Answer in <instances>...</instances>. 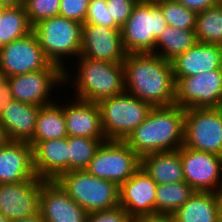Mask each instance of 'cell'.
I'll list each match as a JSON object with an SVG mask.
<instances>
[{
    "label": "cell",
    "instance_id": "obj_1",
    "mask_svg": "<svg viewBox=\"0 0 222 222\" xmlns=\"http://www.w3.org/2000/svg\"><path fill=\"white\" fill-rule=\"evenodd\" d=\"M125 91L152 107L174 104L172 64L153 53H130L123 61Z\"/></svg>",
    "mask_w": 222,
    "mask_h": 222
},
{
    "label": "cell",
    "instance_id": "obj_2",
    "mask_svg": "<svg viewBox=\"0 0 222 222\" xmlns=\"http://www.w3.org/2000/svg\"><path fill=\"white\" fill-rule=\"evenodd\" d=\"M185 109L178 105L153 107L146 119L124 140L141 158L178 150L184 142Z\"/></svg>",
    "mask_w": 222,
    "mask_h": 222
},
{
    "label": "cell",
    "instance_id": "obj_3",
    "mask_svg": "<svg viewBox=\"0 0 222 222\" xmlns=\"http://www.w3.org/2000/svg\"><path fill=\"white\" fill-rule=\"evenodd\" d=\"M77 61L78 72L73 78L68 68L64 70V85L74 83L71 86L76 93L73 98L99 103L125 91L122 63L91 60L86 57H78Z\"/></svg>",
    "mask_w": 222,
    "mask_h": 222
},
{
    "label": "cell",
    "instance_id": "obj_4",
    "mask_svg": "<svg viewBox=\"0 0 222 222\" xmlns=\"http://www.w3.org/2000/svg\"><path fill=\"white\" fill-rule=\"evenodd\" d=\"M32 31L46 58L63 71L66 69L64 59L72 57L74 60L73 57L77 59L80 56L81 23L58 15L38 22Z\"/></svg>",
    "mask_w": 222,
    "mask_h": 222
},
{
    "label": "cell",
    "instance_id": "obj_5",
    "mask_svg": "<svg viewBox=\"0 0 222 222\" xmlns=\"http://www.w3.org/2000/svg\"><path fill=\"white\" fill-rule=\"evenodd\" d=\"M56 182L88 213L119 206V186L91 175L87 170L62 174Z\"/></svg>",
    "mask_w": 222,
    "mask_h": 222
},
{
    "label": "cell",
    "instance_id": "obj_6",
    "mask_svg": "<svg viewBox=\"0 0 222 222\" xmlns=\"http://www.w3.org/2000/svg\"><path fill=\"white\" fill-rule=\"evenodd\" d=\"M167 26L163 13L154 0H139L121 27L126 52L154 54L156 39Z\"/></svg>",
    "mask_w": 222,
    "mask_h": 222
},
{
    "label": "cell",
    "instance_id": "obj_7",
    "mask_svg": "<svg viewBox=\"0 0 222 222\" xmlns=\"http://www.w3.org/2000/svg\"><path fill=\"white\" fill-rule=\"evenodd\" d=\"M98 105L106 140H125L153 108L149 103L126 91L103 99Z\"/></svg>",
    "mask_w": 222,
    "mask_h": 222
},
{
    "label": "cell",
    "instance_id": "obj_8",
    "mask_svg": "<svg viewBox=\"0 0 222 222\" xmlns=\"http://www.w3.org/2000/svg\"><path fill=\"white\" fill-rule=\"evenodd\" d=\"M141 166V158L124 140L104 141L91 159L87 171L120 186Z\"/></svg>",
    "mask_w": 222,
    "mask_h": 222
},
{
    "label": "cell",
    "instance_id": "obj_9",
    "mask_svg": "<svg viewBox=\"0 0 222 222\" xmlns=\"http://www.w3.org/2000/svg\"><path fill=\"white\" fill-rule=\"evenodd\" d=\"M183 146L222 156V107L185 109Z\"/></svg>",
    "mask_w": 222,
    "mask_h": 222
},
{
    "label": "cell",
    "instance_id": "obj_10",
    "mask_svg": "<svg viewBox=\"0 0 222 222\" xmlns=\"http://www.w3.org/2000/svg\"><path fill=\"white\" fill-rule=\"evenodd\" d=\"M174 79L175 105L183 109L222 107V68Z\"/></svg>",
    "mask_w": 222,
    "mask_h": 222
},
{
    "label": "cell",
    "instance_id": "obj_11",
    "mask_svg": "<svg viewBox=\"0 0 222 222\" xmlns=\"http://www.w3.org/2000/svg\"><path fill=\"white\" fill-rule=\"evenodd\" d=\"M6 81L10 85L13 100L44 107L56 101L50 96L54 93L53 88L64 86V71L51 64L45 70L11 76Z\"/></svg>",
    "mask_w": 222,
    "mask_h": 222
},
{
    "label": "cell",
    "instance_id": "obj_12",
    "mask_svg": "<svg viewBox=\"0 0 222 222\" xmlns=\"http://www.w3.org/2000/svg\"><path fill=\"white\" fill-rule=\"evenodd\" d=\"M185 182L195 191L222 193V156L180 147Z\"/></svg>",
    "mask_w": 222,
    "mask_h": 222
},
{
    "label": "cell",
    "instance_id": "obj_13",
    "mask_svg": "<svg viewBox=\"0 0 222 222\" xmlns=\"http://www.w3.org/2000/svg\"><path fill=\"white\" fill-rule=\"evenodd\" d=\"M51 64L33 31L0 47V69L6 78L45 70Z\"/></svg>",
    "mask_w": 222,
    "mask_h": 222
},
{
    "label": "cell",
    "instance_id": "obj_14",
    "mask_svg": "<svg viewBox=\"0 0 222 222\" xmlns=\"http://www.w3.org/2000/svg\"><path fill=\"white\" fill-rule=\"evenodd\" d=\"M127 54L121 37V29L86 22L82 24L81 52L79 57L123 63Z\"/></svg>",
    "mask_w": 222,
    "mask_h": 222
},
{
    "label": "cell",
    "instance_id": "obj_15",
    "mask_svg": "<svg viewBox=\"0 0 222 222\" xmlns=\"http://www.w3.org/2000/svg\"><path fill=\"white\" fill-rule=\"evenodd\" d=\"M35 178L18 183L0 184V213L10 220L39 213L41 185Z\"/></svg>",
    "mask_w": 222,
    "mask_h": 222
},
{
    "label": "cell",
    "instance_id": "obj_16",
    "mask_svg": "<svg viewBox=\"0 0 222 222\" xmlns=\"http://www.w3.org/2000/svg\"><path fill=\"white\" fill-rule=\"evenodd\" d=\"M157 183L140 168L119 186V206L131 218L156 213Z\"/></svg>",
    "mask_w": 222,
    "mask_h": 222
},
{
    "label": "cell",
    "instance_id": "obj_17",
    "mask_svg": "<svg viewBox=\"0 0 222 222\" xmlns=\"http://www.w3.org/2000/svg\"><path fill=\"white\" fill-rule=\"evenodd\" d=\"M39 213L44 222H86L89 214L56 181L41 185Z\"/></svg>",
    "mask_w": 222,
    "mask_h": 222
},
{
    "label": "cell",
    "instance_id": "obj_18",
    "mask_svg": "<svg viewBox=\"0 0 222 222\" xmlns=\"http://www.w3.org/2000/svg\"><path fill=\"white\" fill-rule=\"evenodd\" d=\"M28 143L33 147V167L38 178L56 181L68 172V137Z\"/></svg>",
    "mask_w": 222,
    "mask_h": 222
},
{
    "label": "cell",
    "instance_id": "obj_19",
    "mask_svg": "<svg viewBox=\"0 0 222 222\" xmlns=\"http://www.w3.org/2000/svg\"><path fill=\"white\" fill-rule=\"evenodd\" d=\"M63 105L68 136L106 139L98 103L71 99Z\"/></svg>",
    "mask_w": 222,
    "mask_h": 222
},
{
    "label": "cell",
    "instance_id": "obj_20",
    "mask_svg": "<svg viewBox=\"0 0 222 222\" xmlns=\"http://www.w3.org/2000/svg\"><path fill=\"white\" fill-rule=\"evenodd\" d=\"M35 178L33 147L28 142L9 141L0 148V184Z\"/></svg>",
    "mask_w": 222,
    "mask_h": 222
},
{
    "label": "cell",
    "instance_id": "obj_21",
    "mask_svg": "<svg viewBox=\"0 0 222 222\" xmlns=\"http://www.w3.org/2000/svg\"><path fill=\"white\" fill-rule=\"evenodd\" d=\"M174 77H190L222 68V46L197 42L170 61Z\"/></svg>",
    "mask_w": 222,
    "mask_h": 222
},
{
    "label": "cell",
    "instance_id": "obj_22",
    "mask_svg": "<svg viewBox=\"0 0 222 222\" xmlns=\"http://www.w3.org/2000/svg\"><path fill=\"white\" fill-rule=\"evenodd\" d=\"M40 106L12 100L0 113V124L10 141L29 142L34 135Z\"/></svg>",
    "mask_w": 222,
    "mask_h": 222
},
{
    "label": "cell",
    "instance_id": "obj_23",
    "mask_svg": "<svg viewBox=\"0 0 222 222\" xmlns=\"http://www.w3.org/2000/svg\"><path fill=\"white\" fill-rule=\"evenodd\" d=\"M222 193L194 194L174 213L175 222H221Z\"/></svg>",
    "mask_w": 222,
    "mask_h": 222
},
{
    "label": "cell",
    "instance_id": "obj_24",
    "mask_svg": "<svg viewBox=\"0 0 222 222\" xmlns=\"http://www.w3.org/2000/svg\"><path fill=\"white\" fill-rule=\"evenodd\" d=\"M141 167L157 185L185 181L180 159V148L174 151L144 155L141 157Z\"/></svg>",
    "mask_w": 222,
    "mask_h": 222
},
{
    "label": "cell",
    "instance_id": "obj_25",
    "mask_svg": "<svg viewBox=\"0 0 222 222\" xmlns=\"http://www.w3.org/2000/svg\"><path fill=\"white\" fill-rule=\"evenodd\" d=\"M68 137L63 104L56 101L41 107L37 115L33 138L29 142H41Z\"/></svg>",
    "mask_w": 222,
    "mask_h": 222
},
{
    "label": "cell",
    "instance_id": "obj_26",
    "mask_svg": "<svg viewBox=\"0 0 222 222\" xmlns=\"http://www.w3.org/2000/svg\"><path fill=\"white\" fill-rule=\"evenodd\" d=\"M197 43L195 30L167 26L156 39L154 54L171 61Z\"/></svg>",
    "mask_w": 222,
    "mask_h": 222
},
{
    "label": "cell",
    "instance_id": "obj_27",
    "mask_svg": "<svg viewBox=\"0 0 222 222\" xmlns=\"http://www.w3.org/2000/svg\"><path fill=\"white\" fill-rule=\"evenodd\" d=\"M23 5H8L0 11V47L32 32Z\"/></svg>",
    "mask_w": 222,
    "mask_h": 222
},
{
    "label": "cell",
    "instance_id": "obj_28",
    "mask_svg": "<svg viewBox=\"0 0 222 222\" xmlns=\"http://www.w3.org/2000/svg\"><path fill=\"white\" fill-rule=\"evenodd\" d=\"M195 190L185 181L160 184L156 187V213L174 214Z\"/></svg>",
    "mask_w": 222,
    "mask_h": 222
},
{
    "label": "cell",
    "instance_id": "obj_29",
    "mask_svg": "<svg viewBox=\"0 0 222 222\" xmlns=\"http://www.w3.org/2000/svg\"><path fill=\"white\" fill-rule=\"evenodd\" d=\"M195 35L197 42L222 46V3L197 13Z\"/></svg>",
    "mask_w": 222,
    "mask_h": 222
},
{
    "label": "cell",
    "instance_id": "obj_30",
    "mask_svg": "<svg viewBox=\"0 0 222 222\" xmlns=\"http://www.w3.org/2000/svg\"><path fill=\"white\" fill-rule=\"evenodd\" d=\"M104 141L106 139L68 136V172L86 170Z\"/></svg>",
    "mask_w": 222,
    "mask_h": 222
},
{
    "label": "cell",
    "instance_id": "obj_31",
    "mask_svg": "<svg viewBox=\"0 0 222 222\" xmlns=\"http://www.w3.org/2000/svg\"><path fill=\"white\" fill-rule=\"evenodd\" d=\"M160 7L168 26L195 30L197 13L176 0H154Z\"/></svg>",
    "mask_w": 222,
    "mask_h": 222
},
{
    "label": "cell",
    "instance_id": "obj_32",
    "mask_svg": "<svg viewBox=\"0 0 222 222\" xmlns=\"http://www.w3.org/2000/svg\"><path fill=\"white\" fill-rule=\"evenodd\" d=\"M60 1L61 0H26L23 6L32 27L42 20L58 16Z\"/></svg>",
    "mask_w": 222,
    "mask_h": 222
},
{
    "label": "cell",
    "instance_id": "obj_33",
    "mask_svg": "<svg viewBox=\"0 0 222 222\" xmlns=\"http://www.w3.org/2000/svg\"><path fill=\"white\" fill-rule=\"evenodd\" d=\"M85 22L114 29H121L110 15L106 0H90Z\"/></svg>",
    "mask_w": 222,
    "mask_h": 222
},
{
    "label": "cell",
    "instance_id": "obj_34",
    "mask_svg": "<svg viewBox=\"0 0 222 222\" xmlns=\"http://www.w3.org/2000/svg\"><path fill=\"white\" fill-rule=\"evenodd\" d=\"M90 0H61L59 16L84 24Z\"/></svg>",
    "mask_w": 222,
    "mask_h": 222
},
{
    "label": "cell",
    "instance_id": "obj_35",
    "mask_svg": "<svg viewBox=\"0 0 222 222\" xmlns=\"http://www.w3.org/2000/svg\"><path fill=\"white\" fill-rule=\"evenodd\" d=\"M108 10L114 22L121 28L131 16L139 0H106Z\"/></svg>",
    "mask_w": 222,
    "mask_h": 222
},
{
    "label": "cell",
    "instance_id": "obj_36",
    "mask_svg": "<svg viewBox=\"0 0 222 222\" xmlns=\"http://www.w3.org/2000/svg\"><path fill=\"white\" fill-rule=\"evenodd\" d=\"M86 222H132V218L121 207L92 212L88 214Z\"/></svg>",
    "mask_w": 222,
    "mask_h": 222
},
{
    "label": "cell",
    "instance_id": "obj_37",
    "mask_svg": "<svg viewBox=\"0 0 222 222\" xmlns=\"http://www.w3.org/2000/svg\"><path fill=\"white\" fill-rule=\"evenodd\" d=\"M176 1L196 13L202 12L218 3L217 0H176Z\"/></svg>",
    "mask_w": 222,
    "mask_h": 222
},
{
    "label": "cell",
    "instance_id": "obj_38",
    "mask_svg": "<svg viewBox=\"0 0 222 222\" xmlns=\"http://www.w3.org/2000/svg\"><path fill=\"white\" fill-rule=\"evenodd\" d=\"M132 222H175V220L173 215L155 213L134 217Z\"/></svg>",
    "mask_w": 222,
    "mask_h": 222
},
{
    "label": "cell",
    "instance_id": "obj_39",
    "mask_svg": "<svg viewBox=\"0 0 222 222\" xmlns=\"http://www.w3.org/2000/svg\"><path fill=\"white\" fill-rule=\"evenodd\" d=\"M13 100L10 85L7 81L0 85V113Z\"/></svg>",
    "mask_w": 222,
    "mask_h": 222
},
{
    "label": "cell",
    "instance_id": "obj_40",
    "mask_svg": "<svg viewBox=\"0 0 222 222\" xmlns=\"http://www.w3.org/2000/svg\"><path fill=\"white\" fill-rule=\"evenodd\" d=\"M12 222H44V220L42 219L40 213H38L29 217L12 220Z\"/></svg>",
    "mask_w": 222,
    "mask_h": 222
},
{
    "label": "cell",
    "instance_id": "obj_41",
    "mask_svg": "<svg viewBox=\"0 0 222 222\" xmlns=\"http://www.w3.org/2000/svg\"><path fill=\"white\" fill-rule=\"evenodd\" d=\"M9 141L10 140L7 136L6 130L0 124V148L3 147L5 144H7Z\"/></svg>",
    "mask_w": 222,
    "mask_h": 222
},
{
    "label": "cell",
    "instance_id": "obj_42",
    "mask_svg": "<svg viewBox=\"0 0 222 222\" xmlns=\"http://www.w3.org/2000/svg\"><path fill=\"white\" fill-rule=\"evenodd\" d=\"M8 5H24L26 0H5Z\"/></svg>",
    "mask_w": 222,
    "mask_h": 222
},
{
    "label": "cell",
    "instance_id": "obj_43",
    "mask_svg": "<svg viewBox=\"0 0 222 222\" xmlns=\"http://www.w3.org/2000/svg\"><path fill=\"white\" fill-rule=\"evenodd\" d=\"M6 81V77L4 75V72L0 69V85L3 84Z\"/></svg>",
    "mask_w": 222,
    "mask_h": 222
},
{
    "label": "cell",
    "instance_id": "obj_44",
    "mask_svg": "<svg viewBox=\"0 0 222 222\" xmlns=\"http://www.w3.org/2000/svg\"><path fill=\"white\" fill-rule=\"evenodd\" d=\"M0 222H12L9 218H6L0 213Z\"/></svg>",
    "mask_w": 222,
    "mask_h": 222
},
{
    "label": "cell",
    "instance_id": "obj_45",
    "mask_svg": "<svg viewBox=\"0 0 222 222\" xmlns=\"http://www.w3.org/2000/svg\"><path fill=\"white\" fill-rule=\"evenodd\" d=\"M7 6H8V4L6 3L5 0H0V9H3V8L7 7Z\"/></svg>",
    "mask_w": 222,
    "mask_h": 222
}]
</instances>
